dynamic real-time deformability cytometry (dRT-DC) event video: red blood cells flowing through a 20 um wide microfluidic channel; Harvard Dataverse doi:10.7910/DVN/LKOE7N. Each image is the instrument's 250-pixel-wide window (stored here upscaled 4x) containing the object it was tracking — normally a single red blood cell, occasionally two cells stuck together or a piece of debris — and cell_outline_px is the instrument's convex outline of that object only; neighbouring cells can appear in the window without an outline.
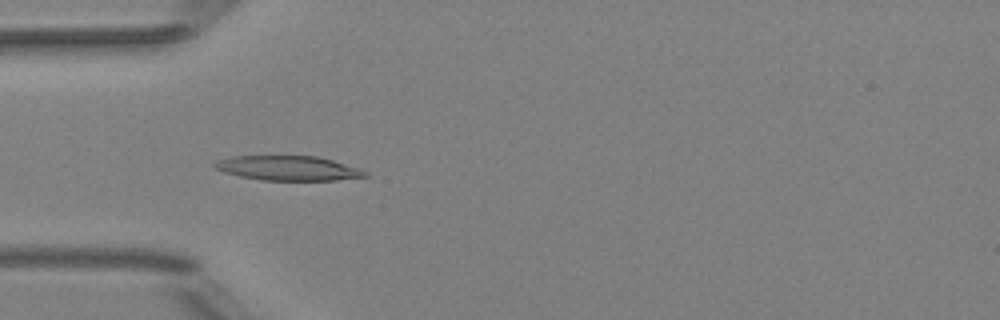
{"species": "Egyptian fruit bat (a non-hibernating species)", "species_latin": "Rousettus aegyptiacus", "temperature_condition": "room temperature", "stored_images_in_passage": 52, "camera_frame_rate_fps": 3000, "um_per_image_px": 0.085, "animal": {"sex": "female"}, "frame": {"image": 1, "passage_image": 16, "time_ms": 5.0, "image_size_px": [1000, 320], "cell_outline_px": [[368, 176], [336, 180], [260, 180], [240, 176], [224, 172], [212, 168], [212, 164], [216, 160], [232, 156], [316, 156], [332, 160], [360, 168], [368, 172]], "centroid_in_image_um": [24.46, 14.29], "position_along_channel_um": 60.5, "area_um2": 21.68}}
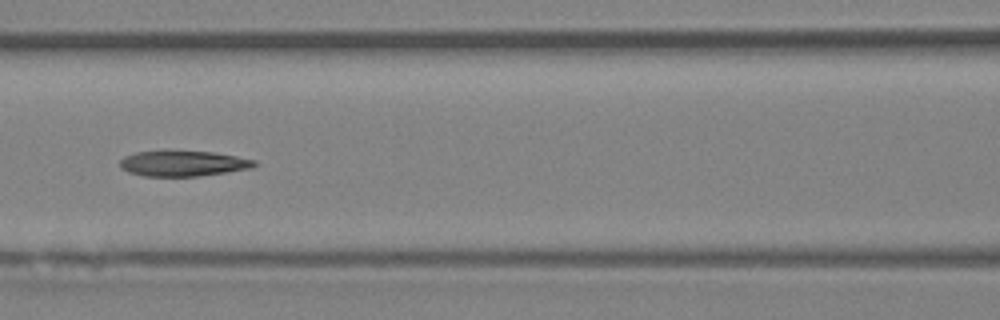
{"frame": {"image": 2, "passage_image": 23, "time_ms": 7.333, "image_size_px": [1000, 320], "cell_outline_px": [[256, 164], [252, 168], [196, 176], [144, 176], [128, 172], [120, 168], [120, 160], [124, 156], [136, 152], [212, 152], [236, 156], [256, 160]], "centroid_in_image_um": [15.54, 13.91], "position_along_channel_um": 151.1, "area_um2": 19.54}}
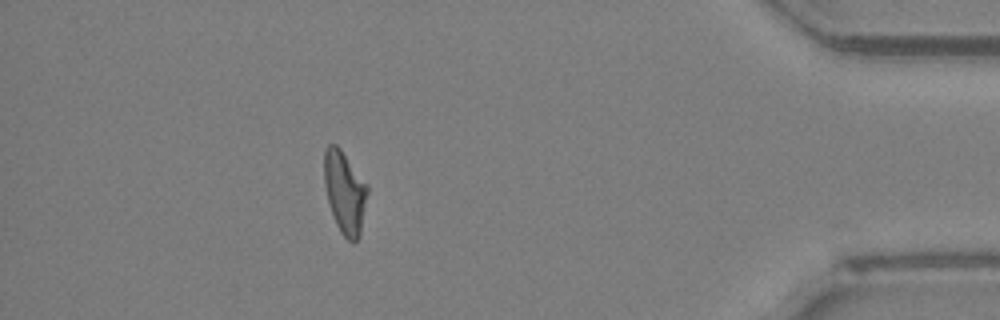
{"frame": {"image": 3, "passage_image": 46, "time_ms": 15.0, "image_size_px": [1000, 320], "cell_outline_px": [[368, 192], [360, 232], [356, 240], [352, 244], [340, 232], [336, 224], [328, 204], [324, 184], [324, 148], [328, 144], [336, 144], [340, 148], [368, 184]], "centroid_in_image_um": [29.29, 16.32], "position_along_channel_um": 405.9, "area_um2": 20.92}, "authors_computed_cell_mechanics": {"area_um2": 20.9814, "velocity_mm_per_s": 3.9757, "shape_relaxation_time_tau1_ms": null, "shape_relaxation_time_tau2_ms": 6.188, "deformation_change_tau1": null, "deformation_change_tau2": 0.1753}}